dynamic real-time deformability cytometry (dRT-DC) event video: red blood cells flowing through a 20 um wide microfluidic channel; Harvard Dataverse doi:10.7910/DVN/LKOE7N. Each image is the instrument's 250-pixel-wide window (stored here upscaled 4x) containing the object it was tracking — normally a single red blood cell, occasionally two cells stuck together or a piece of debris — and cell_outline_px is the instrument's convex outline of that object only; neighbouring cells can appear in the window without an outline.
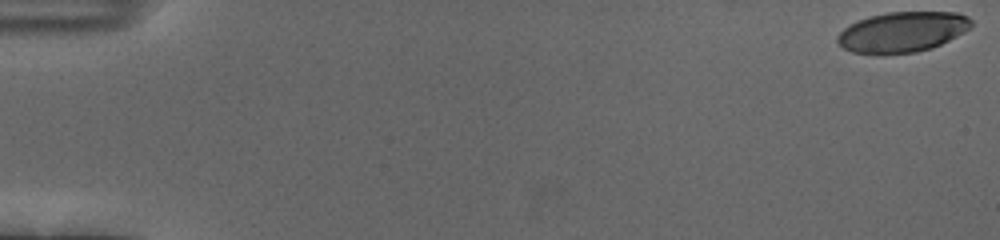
{"species": "human", "species_latin": "Homo sapiens", "temperature_condition": "cold", "stored_images_in_passage": 56, "camera_frame_rate_fps": 3000, "um_per_image_px": 0.085, "donor": {"sex": "female"}, "frame": {"image": 1, "passage_image": 1, "time_ms": 0.0, "image_size_px": [1000, 240], "cell_outline_px": [[972, 24], [964, 32], [932, 48], [916, 52], [884, 56], [880, 56], [852, 52], [844, 48], [836, 40], [836, 36], [844, 28], [856, 20], [868, 16], [888, 12], [956, 12], [968, 16], [972, 20]], "centroid_in_image_um": [76.65, 2.74], "position_along_channel_um": 8.3, "area_um2": 31.96}}
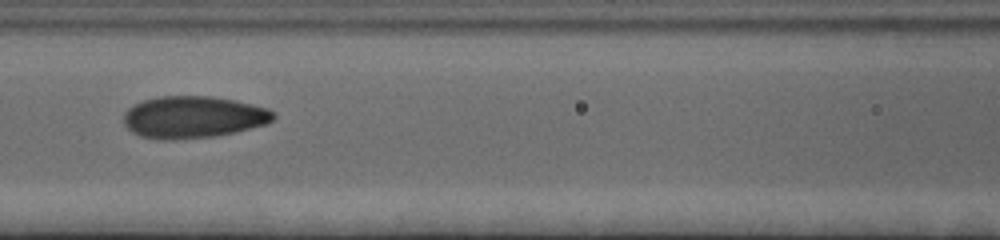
{"frame": {"image": 2, "passage_image": 26, "time_ms": 8.333, "image_size_px": [1000, 240], "cell_outline_px": [[276, 116], [272, 120], [264, 124], [236, 132], [216, 136], [172, 140], [164, 140], [140, 136], [132, 132], [124, 124], [124, 112], [128, 108], [144, 100], [160, 96], [212, 96], [252, 104], [268, 108], [276, 112]], "centroid_in_image_um": [16.43, 9.96], "position_along_channel_um": 150.2, "area_um2": 36.65}}
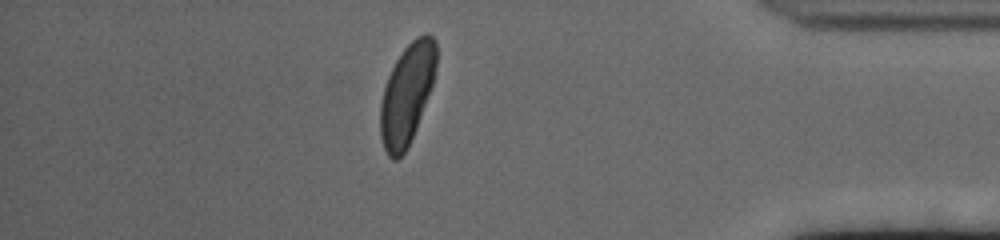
{"frame": {"image": 3, "passage_image": 49, "time_ms": 16.0, "image_size_px": [1000, 240], "cell_outline_px": [[436, 64], [432, 84], [416, 128], [408, 148], [396, 160], [392, 160], [388, 156], [384, 148], [380, 136], [380, 104], [384, 88], [388, 76], [396, 60], [404, 48], [416, 36], [424, 32], [428, 32], [436, 40]], "centroid_in_image_um": [34.58, 7.98], "position_along_channel_um": 400.6, "area_um2": 32.6}, "authors_computed_cell_mechanics": {"area_um2": 33.8997, "velocity_mm_per_s": 3.6809, "shape_relaxation_time_tau1_ms": 3.4324, "shape_relaxation_time_tau2_ms": 1.0707, "deformation_change_tau1": 0.1528, "deformation_change_tau2": 0.0561}}